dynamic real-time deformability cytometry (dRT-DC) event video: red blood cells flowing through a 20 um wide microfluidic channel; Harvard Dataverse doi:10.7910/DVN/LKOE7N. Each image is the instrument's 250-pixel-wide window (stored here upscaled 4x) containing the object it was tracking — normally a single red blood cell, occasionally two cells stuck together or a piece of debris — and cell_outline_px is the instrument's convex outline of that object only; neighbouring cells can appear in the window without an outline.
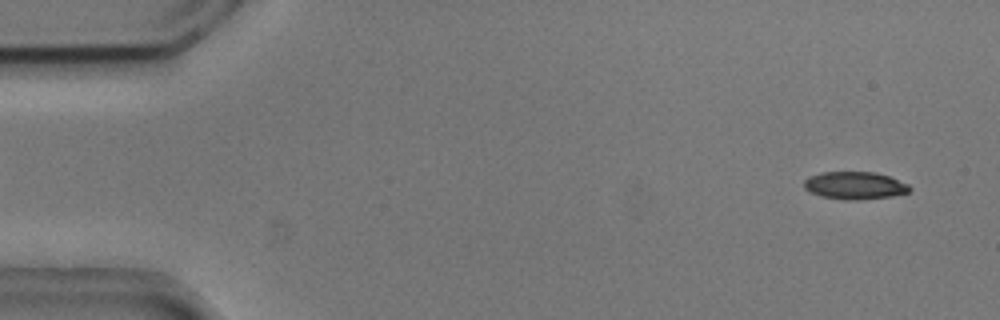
{"species": "common noctule bat (a hibernating species)", "species_latin": "Nyctalus noctula", "temperature_condition": "cold", "stored_images_in_passage": 54, "camera_frame_rate_fps": 3000, "um_per_image_px": 0.085, "animal": {"sex": "male", "body_mass_g": 20.5, "forearm_length_mm": 52.5}, "frame": {"image": 1, "passage_image": 3, "time_ms": 0.667, "image_size_px": [1000, 320], "cell_outline_px": [[912, 188], [908, 192], [892, 196], [860, 200], [844, 200], [820, 196], [808, 192], [804, 188], [804, 180], [808, 176], [820, 172], [876, 172], [888, 176], [908, 184]], "centroid_in_image_um": [72.61, 15.77], "position_along_channel_um": 12.4, "area_um2": 17.17}}
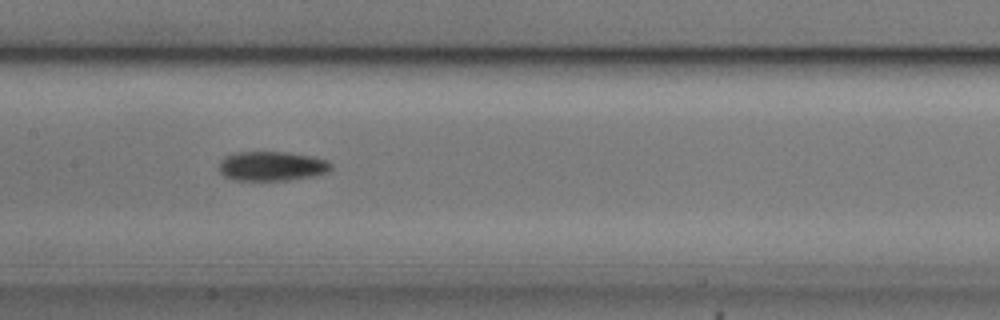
{"frame": {"image": 2, "passage_image": 26, "time_ms": 8.333, "image_size_px": [1000, 320], "cell_outline_px": [[332, 168], [328, 172], [312, 176], [288, 180], [236, 180], [224, 176], [220, 172], [220, 164], [228, 156], [236, 152], [288, 152], [312, 156], [328, 160], [332, 164]], "centroid_in_image_um": [23.17, 14.12], "position_along_channel_um": 184.2, "area_um2": 19.07}}
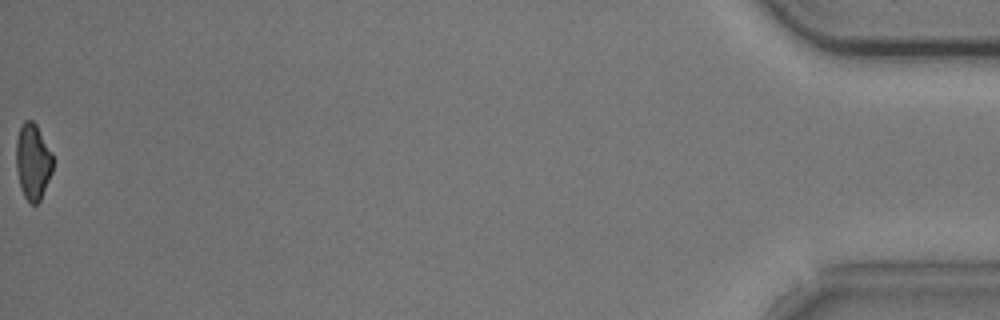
{"frame": {"image": 3, "passage_image": 54, "time_ms": 17.667, "image_size_px": [1000, 320], "cell_outline_px": [[52, 172], [40, 200], [36, 204], [32, 204], [24, 196], [20, 188], [16, 168], [16, 140], [20, 128], [24, 120], [32, 120], [36, 124], [52, 152]], "centroid_in_image_um": [2.78, 13.73], "position_along_channel_um": 432.4, "area_um2": 16.24}, "authors_computed_cell_mechanics": {"area_um2": 17.8024, "velocity_mm_per_s": 3.74, "shape_relaxation_time_tau1_ms": 2.548, "shape_relaxation_time_tau2_ms": null, "deformation_change_tau1": 0.1153, "deformation_change_tau2": null}}